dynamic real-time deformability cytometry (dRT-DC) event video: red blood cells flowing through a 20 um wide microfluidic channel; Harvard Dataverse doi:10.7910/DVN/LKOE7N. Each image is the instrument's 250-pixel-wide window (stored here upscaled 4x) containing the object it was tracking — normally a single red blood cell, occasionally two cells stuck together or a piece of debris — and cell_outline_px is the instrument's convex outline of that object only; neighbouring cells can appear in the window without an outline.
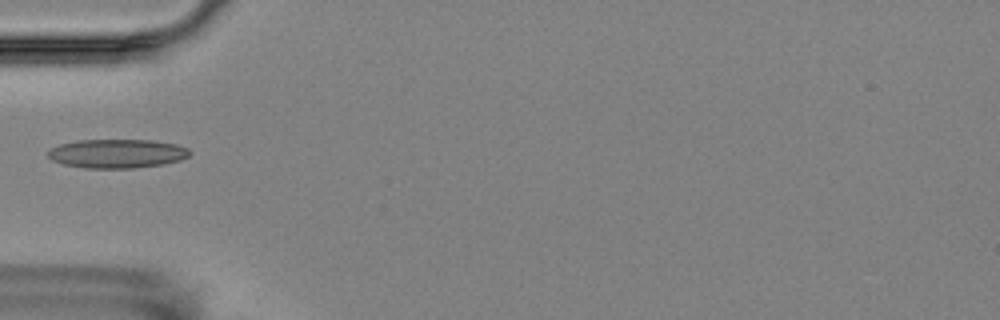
{"species": "Egyptian fruit bat (a non-hibernating species)", "species_latin": "Rousettus aegyptiacus", "temperature_condition": "room temperature", "stored_images_in_passage": 12, "camera_frame_rate_fps": 3000, "um_per_image_px": 0.085, "animal": {"sex": "female"}, "frame": {"image": 1, "passage_image": 1, "time_ms": 0.0, "image_size_px": [1000, 320], "cell_outline_px": [[192, 152], [188, 156], [180, 160], [164, 164], [132, 168], [84, 168], [64, 164], [52, 160], [48, 156], [48, 152], [52, 148], [60, 144], [76, 140], [152, 140], [176, 144], [188, 148]], "centroid_in_image_um": [9.97, 13.05], "position_along_channel_um": 75.0, "area_um2": 23.87}}
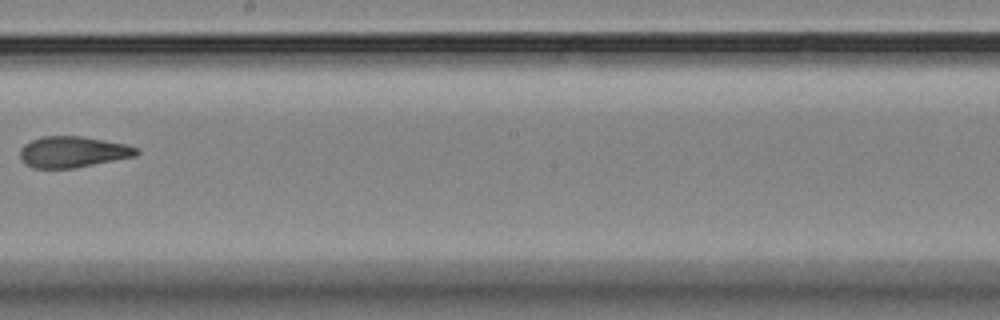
{"frame": {"image": 2, "passage_image": 5, "time_ms": 4.667, "image_size_px": [1000, 320], "cell_outline_px": [[140, 152], [136, 156], [76, 168], [32, 168], [24, 164], [20, 160], [20, 148], [24, 144], [32, 140], [44, 136], [80, 136], [104, 140], [124, 144], [136, 148]], "centroid_in_image_um": [6.15, 12.92], "position_along_channel_um": 242.0, "area_um2": 21.15}}
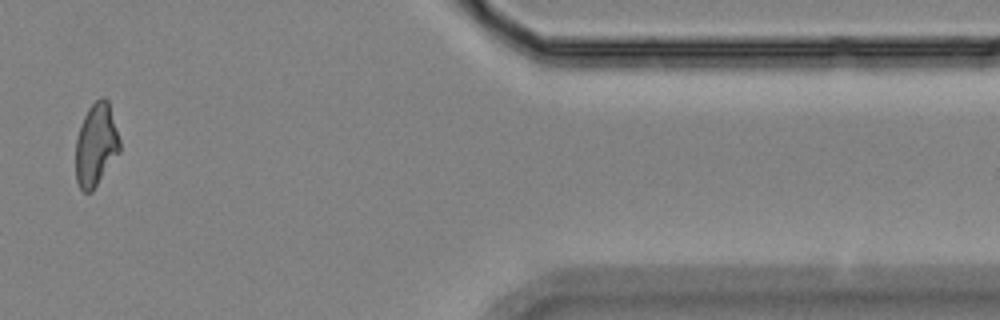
{"frame": {"image": 3, "passage_image": 10, "time_ms": 10.333, "image_size_px": [1000, 320], "cell_outline_px": [[120, 152], [92, 192], [84, 192], [80, 188], [76, 180], [76, 140], [84, 116], [88, 108], [100, 96], [104, 96], [108, 100], [120, 140]], "centroid_in_image_um": [8.17, 12.31], "position_along_channel_um": 403.2, "area_um2": 21.21}}